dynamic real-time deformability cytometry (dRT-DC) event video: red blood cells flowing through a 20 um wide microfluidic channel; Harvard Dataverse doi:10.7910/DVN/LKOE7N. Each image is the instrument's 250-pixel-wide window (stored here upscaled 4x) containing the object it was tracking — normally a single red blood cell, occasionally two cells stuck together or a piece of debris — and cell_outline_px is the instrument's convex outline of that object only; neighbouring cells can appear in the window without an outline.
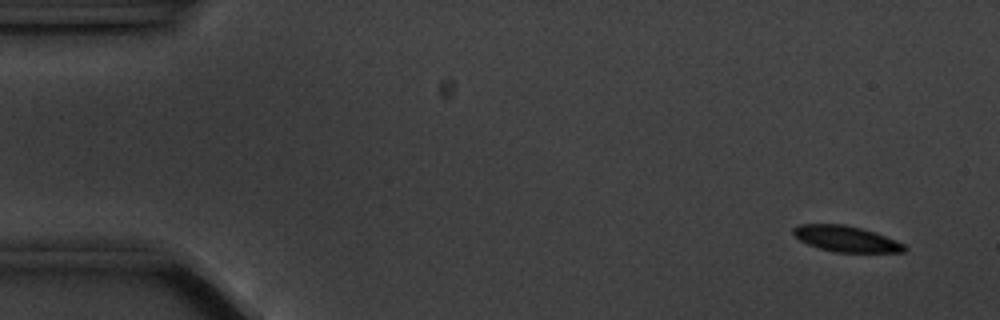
{"species": "common noctule bat (a hibernating species)", "species_latin": "Nyctalus noctula", "temperature_condition": "cold", "stored_images_in_passage": 58, "camera_frame_rate_fps": 3000, "um_per_image_px": 0.085, "animal": {"sex": "male", "body_mass_g": 20.1, "forearm_length_mm": 53.5}, "frame": {"image": 1, "passage_image": 4, "time_ms": 1.0, "image_size_px": [1000, 320], "cell_outline_px": [[908, 248], [904, 252], [836, 252], [820, 248], [808, 244], [800, 240], [792, 232], [792, 228], [800, 224], [844, 224], [876, 232], [896, 240], [904, 244]], "centroid_in_image_um": [71.94, 20.29], "position_along_channel_um": 13.1, "area_um2": 16.7}}
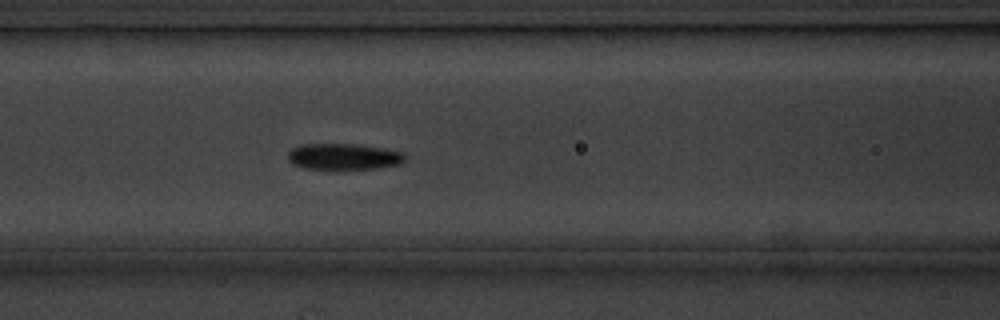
{"frame": {"image": 2, "passage_image": 24, "time_ms": 7.667, "image_size_px": [1000, 320], "cell_outline_px": [[404, 164], [376, 168], [344, 172], [304, 168], [292, 164], [288, 160], [288, 152], [292, 148], [300, 144], [352, 144], [384, 148], [404, 152]], "centroid_in_image_um": [29.2, 13.36], "position_along_channel_um": 137.4, "area_um2": 18.79}}
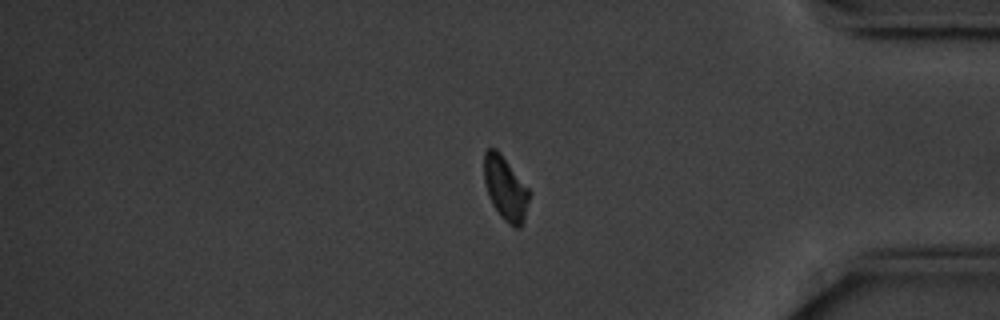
{"frame": {"image": 3, "passage_image": 48, "time_ms": 15.667, "image_size_px": [1000, 320], "cell_outline_px": [[532, 192], [524, 220], [520, 228], [516, 228], [508, 224], [500, 216], [492, 204], [488, 196], [484, 180], [484, 152], [488, 148], [496, 148], [500, 152]], "centroid_in_image_um": [42.98, 16.02], "position_along_channel_um": 392.2, "area_um2": 17.11}}